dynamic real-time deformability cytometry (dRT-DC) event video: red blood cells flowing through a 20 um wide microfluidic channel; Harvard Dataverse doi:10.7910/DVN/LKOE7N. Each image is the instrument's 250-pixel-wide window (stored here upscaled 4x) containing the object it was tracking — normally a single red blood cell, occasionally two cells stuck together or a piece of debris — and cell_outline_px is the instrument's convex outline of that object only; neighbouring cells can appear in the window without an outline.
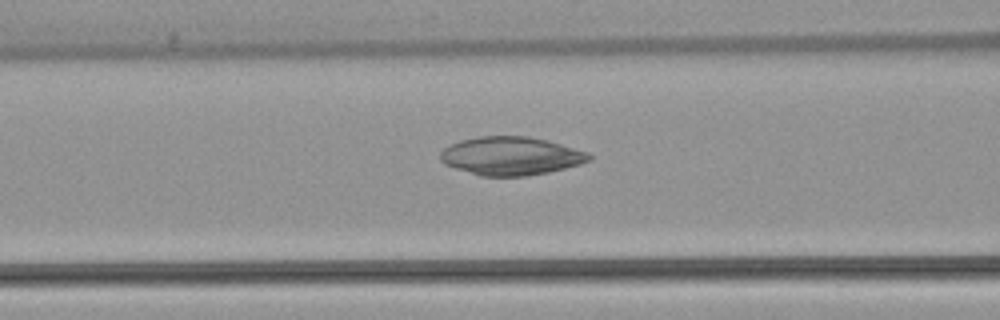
{"species": "common noctule bat (a hibernating species)", "species_latin": "Nyctalus noctula", "temperature_condition": "warm", "stored_images_in_passage": 43, "camera_frame_rate_fps": 3000, "um_per_image_px": 0.085, "animal": {"sex": "female", "body_mass_g": 22.7, "forearm_length_mm": 54.2}, "frame": {"image": 1, "passage_image": 12, "time_ms": 3.667, "image_size_px": [1000, 320], "cell_outline_px": [[592, 160], [580, 164], [548, 172], [524, 176], [480, 176], [444, 164], [440, 160], [440, 152], [444, 148], [460, 140], [480, 136], [528, 136], [548, 140], [588, 152], [592, 156]], "centroid_in_image_um": [43.43, 13.25], "position_along_channel_um": 123.2, "area_um2": 33.23}}
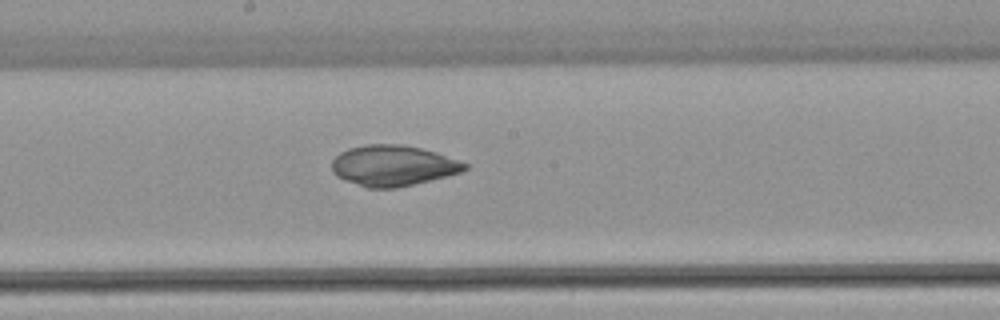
{"frame": {"image": 2, "passage_image": 19, "time_ms": 6.0, "image_size_px": [1000, 320], "cell_outline_px": [[468, 168], [460, 172], [396, 188], [368, 188], [344, 180], [336, 176], [332, 172], [332, 160], [340, 152], [348, 148], [364, 144], [400, 144], [420, 148], [436, 152], [460, 160], [468, 164]], "centroid_in_image_um": [33.37, 14.06], "position_along_channel_um": 214.8, "area_um2": 31.44}}
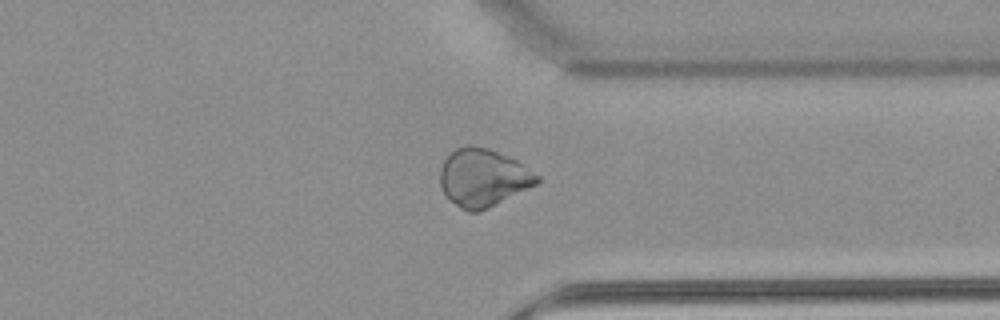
{"frame": {"image": 3, "passage_image": 31, "time_ms": 10.0, "image_size_px": [1000, 320], "cell_outline_px": [[540, 180], [536, 184], [480, 212], [468, 212], [460, 208], [448, 200], [444, 196], [440, 188], [440, 168], [444, 160], [456, 148], [464, 144], [472, 144], [488, 148], [508, 156], [516, 160], [540, 176]], "centroid_in_image_um": [41.01, 15.11], "position_along_channel_um": 370.4, "area_um2": 32.89}}